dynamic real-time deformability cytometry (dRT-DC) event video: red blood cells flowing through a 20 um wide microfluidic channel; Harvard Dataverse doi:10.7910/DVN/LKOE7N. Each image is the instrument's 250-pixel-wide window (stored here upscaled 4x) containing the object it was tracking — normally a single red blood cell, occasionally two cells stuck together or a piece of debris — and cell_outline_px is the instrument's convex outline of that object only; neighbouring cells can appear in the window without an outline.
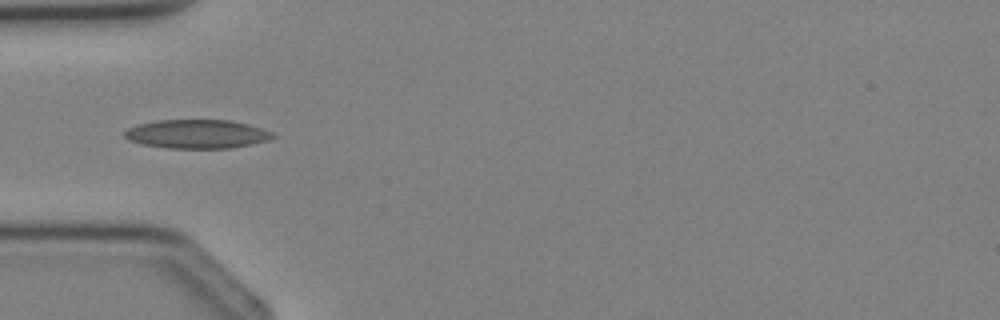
{"species": "Egyptian fruit bat (a non-hibernating species)", "species_latin": "Rousettus aegyptiacus", "temperature_condition": "cold", "stored_images_in_passage": 3, "camera_frame_rate_fps": 3000, "um_per_image_px": 0.085, "animal": {"sex": "female"}, "frame": {"image": 1, "passage_image": 3, "time_ms": 2.333, "image_size_px": [1000, 320], "cell_outline_px": [[276, 136], [268, 140], [252, 144], [232, 148], [168, 148], [140, 144], [128, 140], [124, 136], [124, 132], [128, 128], [136, 124], [156, 120], [228, 120], [260, 128], [272, 132]], "centroid_in_image_um": [16.69, 11.39], "position_along_channel_um": 68.3, "area_um2": 24.85}}